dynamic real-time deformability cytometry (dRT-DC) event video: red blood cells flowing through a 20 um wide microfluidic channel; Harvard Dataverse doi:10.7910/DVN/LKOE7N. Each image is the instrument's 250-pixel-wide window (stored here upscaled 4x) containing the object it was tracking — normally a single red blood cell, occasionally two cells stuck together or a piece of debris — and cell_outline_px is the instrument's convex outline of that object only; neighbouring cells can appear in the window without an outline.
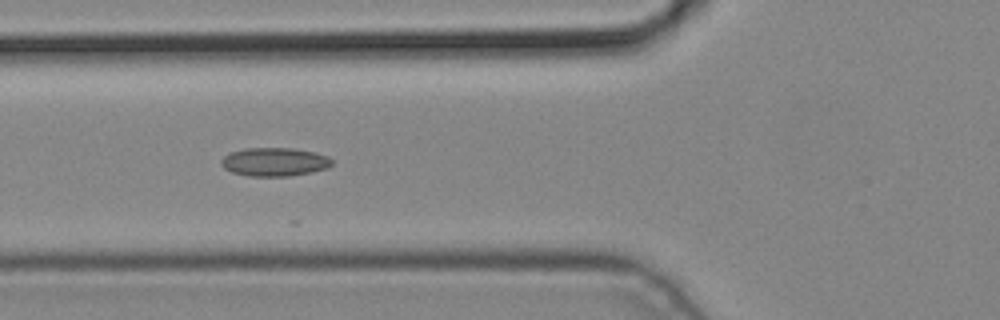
{"species": "common noctule bat (a hibernating species)", "species_latin": "Nyctalus noctula", "temperature_condition": "cold", "stored_images_in_passage": 6, "camera_frame_rate_fps": 3000, "um_per_image_px": 0.085, "animal": {"sex": "male", "body_mass_g": 19.2, "forearm_length_mm": 51.8}, "frame": {"image": 1, "passage_image": 5, "time_ms": 1.333, "image_size_px": [1000, 320], "cell_outline_px": [[332, 164], [328, 168], [312, 172], [288, 176], [248, 176], [232, 172], [224, 168], [220, 164], [220, 160], [224, 156], [232, 152], [244, 148], [296, 148], [316, 152], [328, 156], [332, 160]], "centroid_in_image_um": [23.34, 13.75], "position_along_channel_um": 102.5, "area_um2": 18.55}}
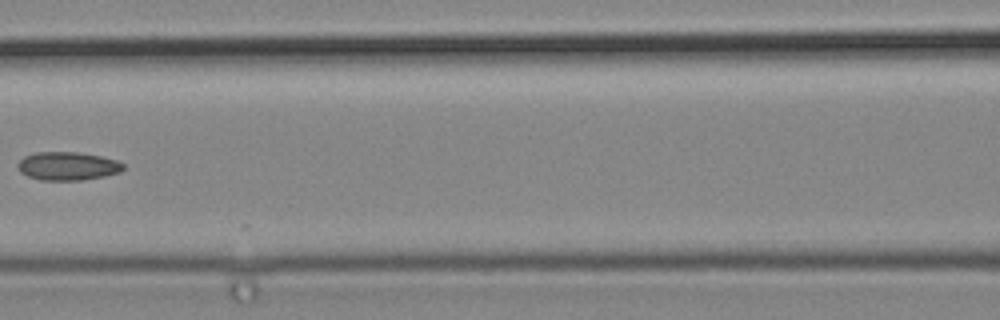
{"frame": {"image": 2, "passage_image": 6, "time_ms": 1.667, "image_size_px": [1000, 320], "cell_outline_px": [[124, 168], [120, 172], [104, 176], [84, 180], [40, 180], [28, 176], [20, 172], [16, 164], [24, 156], [36, 152], [76, 152], [100, 156], [116, 160], [124, 164]], "centroid_in_image_um": [5.73, 14.12], "position_along_channel_um": 160.9, "area_um2": 17.46}}